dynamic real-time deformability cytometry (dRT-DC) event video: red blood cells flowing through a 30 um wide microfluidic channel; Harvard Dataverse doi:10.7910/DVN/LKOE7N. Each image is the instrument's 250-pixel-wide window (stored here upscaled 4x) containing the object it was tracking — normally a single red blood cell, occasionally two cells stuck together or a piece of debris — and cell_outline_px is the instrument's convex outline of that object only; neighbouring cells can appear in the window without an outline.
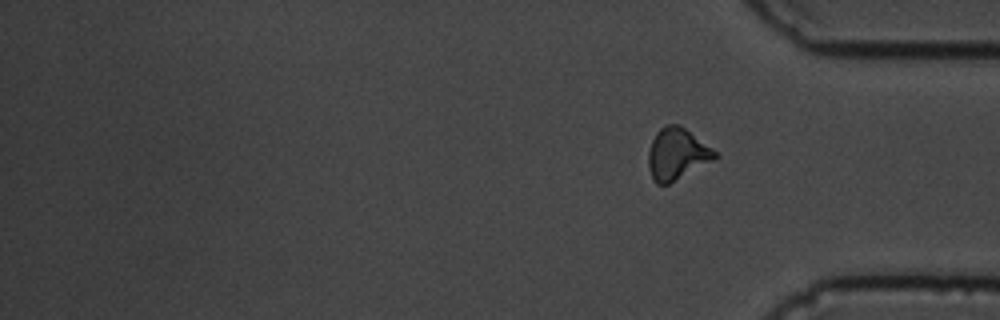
{"species": "common noctule bat (a hibernating species)", "species_latin": "Nyctalus noctula", "temperature_condition": "cold", "stored_images_in_passage": 13, "segment_of_instrument_passage": [2, 2], "camera_frame_rate_fps": 3000, "um_per_image_px": 0.085, "animal": {"sex": "male", "body_mass_g": 19.5, "forearm_length_mm": 54.6}, "frame": {"image": 1, "passage_image": 13, "time_ms": 15.333, "image_size_px": [1000, 320], "cell_outline_px": [[720, 156], [716, 160], [668, 184], [656, 184], [652, 180], [648, 168], [648, 152], [652, 140], [656, 132], [660, 128], [668, 124], [680, 124], [712, 148]], "centroid_in_image_um": [57.55, 13.1], "position_along_channel_um": 377.7, "area_um2": 20.29}}